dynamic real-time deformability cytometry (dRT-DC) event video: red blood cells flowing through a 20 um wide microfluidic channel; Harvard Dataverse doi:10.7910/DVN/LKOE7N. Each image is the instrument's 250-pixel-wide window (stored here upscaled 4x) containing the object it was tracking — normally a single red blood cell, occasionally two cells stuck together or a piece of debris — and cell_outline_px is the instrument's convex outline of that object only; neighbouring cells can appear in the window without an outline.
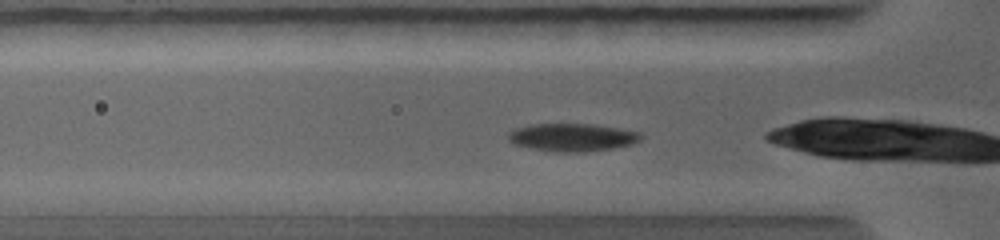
{"species": "common noctule bat (a hibernating species)", "species_latin": "Nyctalus noctula", "temperature_condition": "warm", "stored_images_in_passage": 9, "camera_frame_rate_fps": 5000, "um_per_image_px": 0.085, "animal": {"sex": "female", "body_mass_g": 19.0, "forearm_length_mm": 56.7}, "frame": {"image": 1, "passage_image": 3, "time_ms": 0.4, "image_size_px": [1000, 240], "cell_outline_px": [[644, 136], [640, 140], [632, 144], [612, 148], [588, 152], [552, 152], [512, 144], [508, 140], [508, 132], [512, 128], [528, 124], [596, 124], [620, 128], [640, 132]], "centroid_in_image_um": [48.62, 11.67], "position_along_channel_um": 77.2, "area_um2": 21.96}}
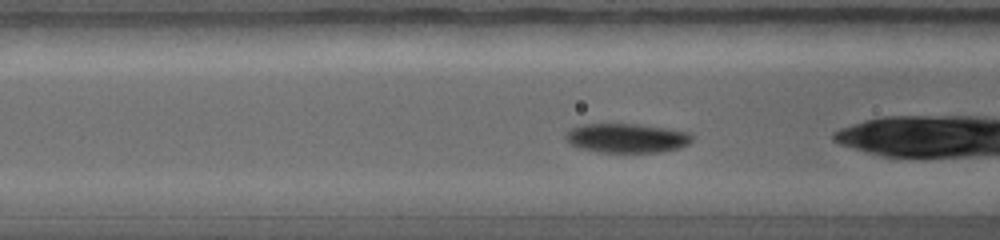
{"frame": {"image": 2, "passage_image": 6, "time_ms": 1.0, "image_size_px": [1000, 240], "cell_outline_px": [[692, 140], [688, 144], [680, 148], [664, 152], [596, 152], [580, 148], [568, 144], [564, 140], [564, 132], [568, 128], [580, 124], [636, 124], [664, 128], [688, 132], [692, 136]], "centroid_in_image_um": [53.18, 11.74], "position_along_channel_um": 113.4, "area_um2": 21.91}}